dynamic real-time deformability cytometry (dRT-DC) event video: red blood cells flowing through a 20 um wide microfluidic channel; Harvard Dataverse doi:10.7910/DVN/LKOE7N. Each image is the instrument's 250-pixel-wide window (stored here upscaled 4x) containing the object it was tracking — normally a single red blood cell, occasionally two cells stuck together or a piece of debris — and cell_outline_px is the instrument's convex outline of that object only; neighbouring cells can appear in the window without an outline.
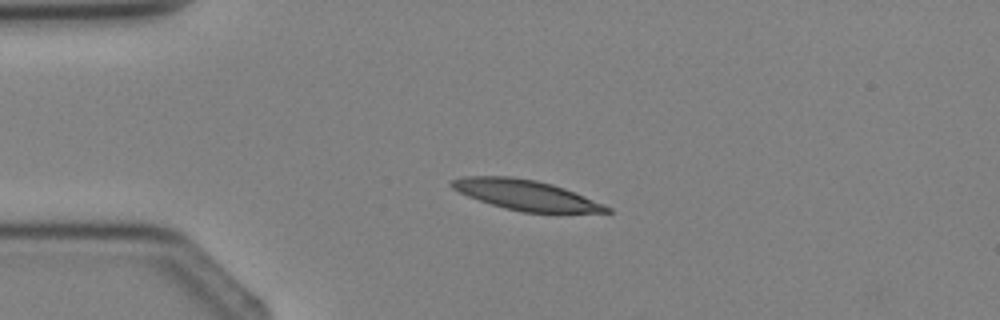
{"species": "Egyptian fruit bat (a non-hibernating species)", "species_latin": "Rousettus aegyptiacus", "temperature_condition": "cold", "stored_images_in_passage": 2, "camera_frame_rate_fps": 3000, "um_per_image_px": 0.085, "animal": {"sex": "female"}, "frame": {"image": 1, "passage_image": 2, "time_ms": 1.333, "image_size_px": [1000, 320], "cell_outline_px": [[612, 212], [520, 212], [504, 208], [468, 196], [452, 188], [448, 184], [452, 180], [464, 176], [512, 176], [536, 180], [552, 184], [564, 188], [604, 204], [612, 208]], "centroid_in_image_um": [44.68, 16.56], "position_along_channel_um": 40.3, "area_um2": 26.99}}